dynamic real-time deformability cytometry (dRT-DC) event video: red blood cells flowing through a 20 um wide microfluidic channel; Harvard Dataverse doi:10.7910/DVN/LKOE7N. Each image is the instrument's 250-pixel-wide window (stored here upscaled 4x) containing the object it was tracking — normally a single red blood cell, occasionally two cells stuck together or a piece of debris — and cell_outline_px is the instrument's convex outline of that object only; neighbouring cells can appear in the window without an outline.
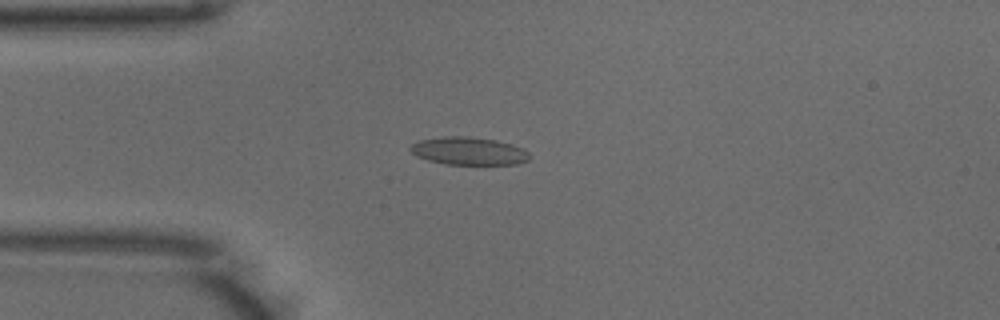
{"species": "common noctule bat (a hibernating species)", "species_latin": "Nyctalus noctula", "temperature_condition": "warm", "stored_images_in_passage": 29, "camera_frame_rate_fps": 3000, "um_per_image_px": 0.085, "animal": {"sex": "male", "body_mass_g": 18.8}, "frame": {"image": 1, "passage_image": 6, "time_ms": 1.667, "image_size_px": [1000, 320], "cell_outline_px": [[532, 156], [528, 160], [516, 164], [444, 164], [428, 160], [416, 156], [408, 148], [412, 144], [420, 140], [444, 136], [468, 136], [496, 140], [512, 144], [524, 148]], "centroid_in_image_um": [39.86, 12.83], "position_along_channel_um": 45.1, "area_um2": 19.42}}
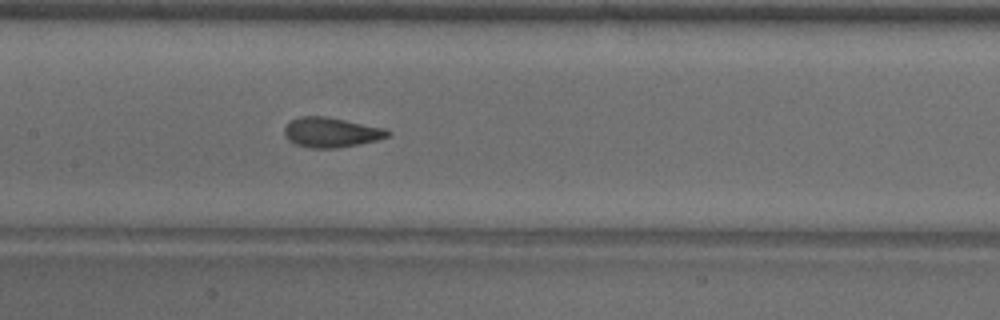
{"frame": {"image": 2, "passage_image": 17, "time_ms": 5.333, "image_size_px": [1000, 320], "cell_outline_px": [[392, 132], [388, 136], [376, 140], [340, 148], [312, 148], [296, 144], [288, 140], [284, 132], [284, 128], [292, 120], [300, 116], [328, 116], [384, 128]], "centroid_in_image_um": [28.15, 11.24], "position_along_channel_um": 179.3, "area_um2": 17.92}}
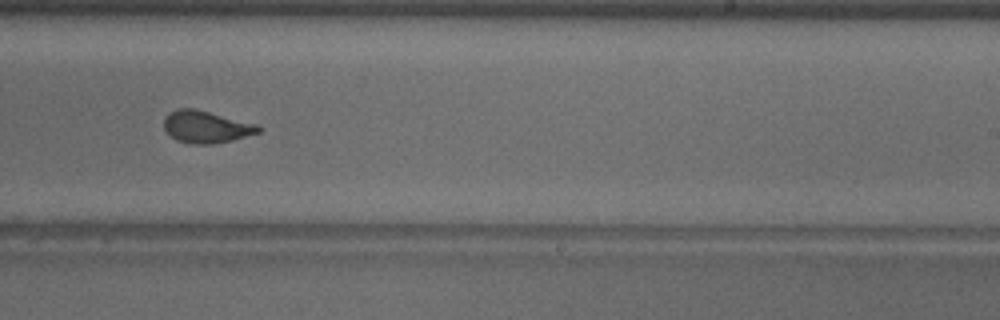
{"frame": {"image": 3, "passage_image": 24, "time_ms": 7.667, "image_size_px": [1000, 320], "cell_outline_px": [[264, 128], [260, 132], [232, 140], [212, 144], [192, 144], [176, 140], [164, 132], [164, 116], [168, 112], [180, 108], [192, 108], [260, 124]], "centroid_in_image_um": [17.53, 10.78], "position_along_channel_um": 271.5, "area_um2": 17.98}}